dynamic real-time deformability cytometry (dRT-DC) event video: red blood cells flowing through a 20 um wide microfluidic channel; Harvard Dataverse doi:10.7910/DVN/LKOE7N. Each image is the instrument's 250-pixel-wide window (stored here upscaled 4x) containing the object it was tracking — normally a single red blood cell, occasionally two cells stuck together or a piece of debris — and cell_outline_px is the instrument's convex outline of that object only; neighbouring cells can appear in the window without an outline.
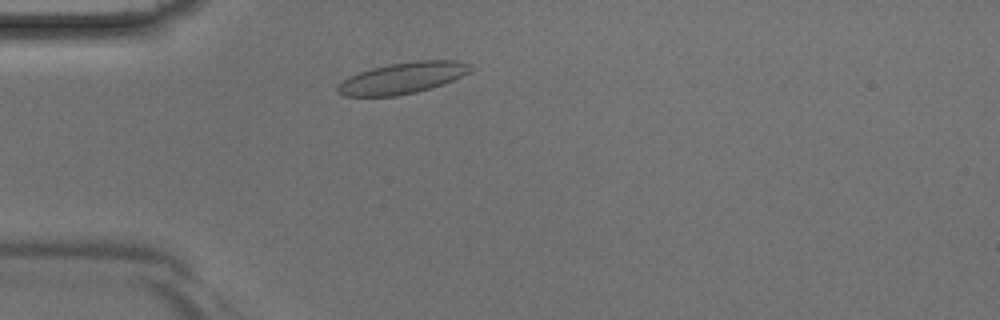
{"species": "Egyptian fruit bat (a non-hibernating species)", "species_latin": "Rousettus aegyptiacus", "temperature_condition": "room temperature", "stored_images_in_passage": 36, "camera_frame_rate_fps": 3000, "um_per_image_px": 0.085, "animal": {"sex": "male"}, "frame": {"image": 1, "passage_image": 4, "time_ms": 1.0, "image_size_px": [1000, 320], "cell_outline_px": [[476, 68], [452, 80], [432, 88], [416, 92], [396, 96], [344, 96], [336, 88], [348, 76], [372, 68], [388, 64], [416, 60], [456, 60], [472, 64]], "centroid_in_image_um": [34.26, 6.62], "position_along_channel_um": 50.7, "area_um2": 24.16}}
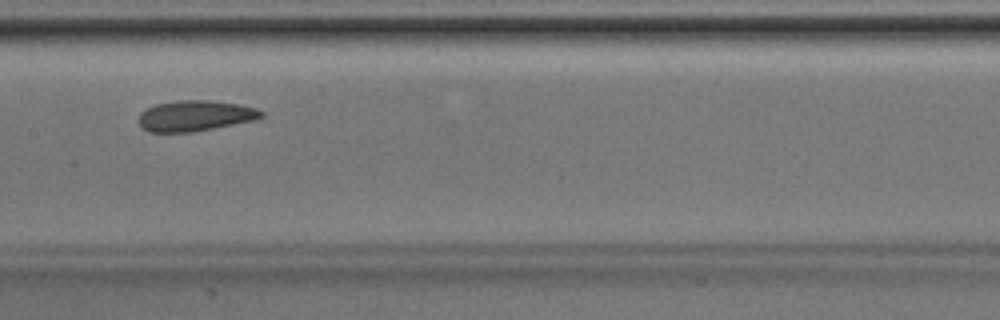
{"frame": {"image": 2, "passage_image": 14, "time_ms": 4.333, "image_size_px": [1000, 320], "cell_outline_px": [[264, 116], [256, 120], [192, 132], [148, 132], [140, 128], [136, 120], [140, 112], [156, 104], [180, 100], [212, 100], [240, 104], [256, 108], [264, 112]], "centroid_in_image_um": [16.56, 9.84], "position_along_channel_um": 190.8, "area_um2": 22.25}}
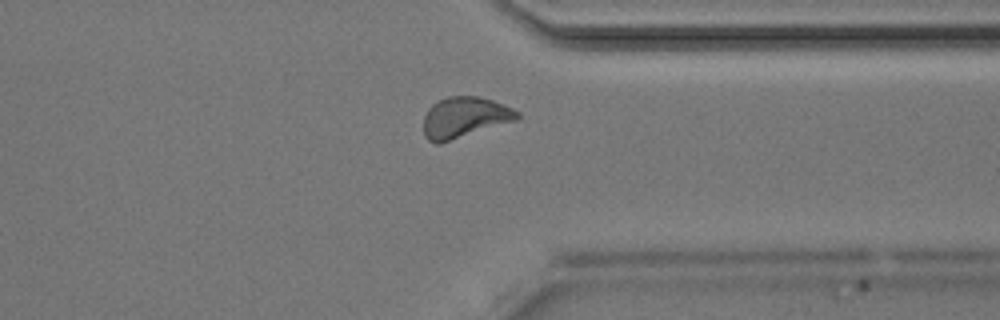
{"frame": {"image": 3, "passage_image": 26, "time_ms": 8.333, "image_size_px": [1000, 320], "cell_outline_px": [[520, 116], [516, 120], [440, 144], [436, 144], [428, 140], [424, 136], [424, 116], [428, 108], [436, 100], [448, 96], [476, 96], [492, 100], [512, 108], [520, 112]], "centroid_in_image_um": [39.46, 9.98], "position_along_channel_um": 371.9, "area_um2": 22.37}}